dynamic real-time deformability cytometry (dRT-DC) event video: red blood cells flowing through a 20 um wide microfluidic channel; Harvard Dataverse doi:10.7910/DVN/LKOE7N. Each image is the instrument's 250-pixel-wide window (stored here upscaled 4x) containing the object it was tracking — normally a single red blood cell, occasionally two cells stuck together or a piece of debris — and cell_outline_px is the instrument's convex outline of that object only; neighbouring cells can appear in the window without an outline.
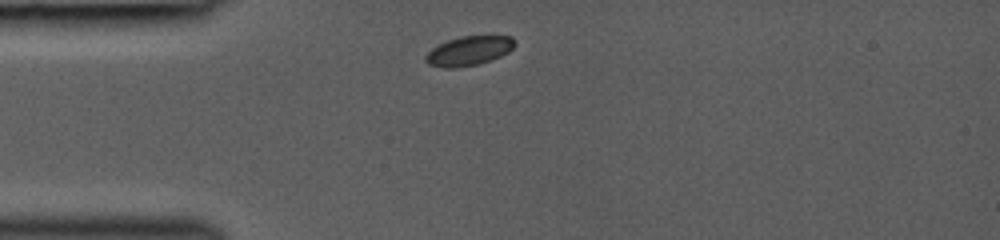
{"species": "common noctule bat (a hibernating species)", "species_latin": "Nyctalus noctula", "temperature_condition": "room temperature", "stored_images_in_passage": 14, "camera_frame_rate_fps": 3000, "um_per_image_px": 0.085, "animal": {"sex": "female", "body_mass_g": 19.0, "forearm_length_mm": 53.3}, "frame": {"image": 1, "passage_image": 1, "time_ms": 0.0, "image_size_px": [1000, 240], "cell_outline_px": [[516, 44], [508, 52], [500, 56], [480, 64], [456, 68], [444, 68], [428, 64], [424, 60], [424, 56], [432, 48], [448, 40], [460, 36], [492, 32], [512, 36], [516, 40]], "centroid_in_image_um": [39.93, 4.26], "position_along_channel_um": 45.1, "area_um2": 16.07}}
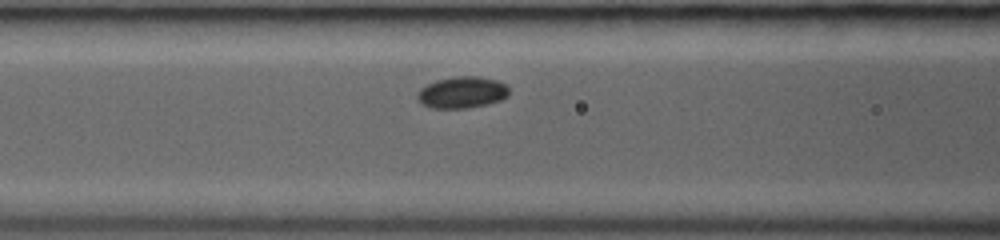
{"frame": {"image": 2, "passage_image": 6, "time_ms": 2.333, "image_size_px": [1000, 240], "cell_outline_px": [[508, 96], [500, 100], [488, 104], [468, 108], [432, 108], [420, 104], [416, 96], [420, 88], [436, 80], [456, 76], [480, 76], [496, 80], [504, 84], [508, 88]], "centroid_in_image_um": [39.25, 7.86], "position_along_channel_um": 127.4, "area_um2": 16.94}}
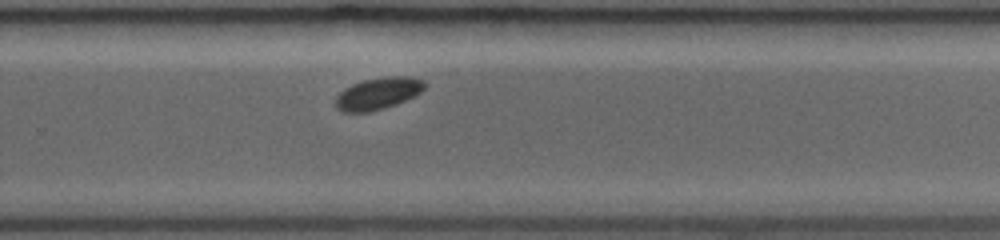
{"frame": {"image": 3, "passage_image": 14, "time_ms": 6.333, "image_size_px": [1000, 240], "cell_outline_px": [[428, 84], [416, 96], [396, 104], [384, 108], [368, 112], [340, 112], [332, 104], [336, 96], [344, 88], [352, 84], [364, 80], [388, 76], [412, 76], [424, 80]], "centroid_in_image_um": [32.12, 7.95], "position_along_channel_um": 297.7, "area_um2": 16.94}}